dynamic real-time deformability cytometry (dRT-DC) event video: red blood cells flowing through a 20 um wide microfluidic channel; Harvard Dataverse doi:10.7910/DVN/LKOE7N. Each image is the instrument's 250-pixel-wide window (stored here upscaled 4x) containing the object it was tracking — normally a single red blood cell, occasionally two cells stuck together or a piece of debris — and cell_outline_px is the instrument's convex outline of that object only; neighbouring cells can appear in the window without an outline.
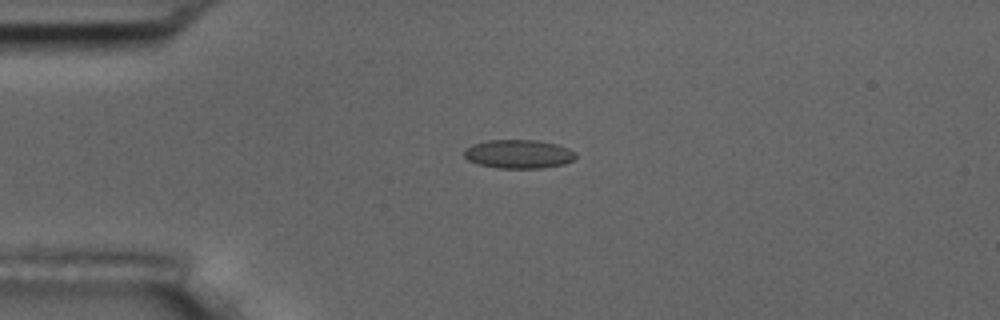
{"species": "common noctule bat (a hibernating species)", "species_latin": "Nyctalus noctula", "temperature_condition": "room temperature", "stored_images_in_passage": 2, "camera_frame_rate_fps": 3000, "um_per_image_px": 0.085, "animal": {"sex": "male", "body_mass_g": 17.5, "forearm_length_mm": 52.3}, "frame": {"image": 1, "passage_image": 1, "time_ms": 0.0, "image_size_px": [1000, 320], "cell_outline_px": [[576, 156], [572, 160], [564, 164], [540, 168], [496, 168], [480, 164], [468, 160], [464, 156], [464, 148], [472, 144], [488, 140], [536, 140], [556, 144], [568, 148], [576, 152]], "centroid_in_image_um": [44.06, 13.09], "position_along_channel_um": 40.9, "area_um2": 18.67}}